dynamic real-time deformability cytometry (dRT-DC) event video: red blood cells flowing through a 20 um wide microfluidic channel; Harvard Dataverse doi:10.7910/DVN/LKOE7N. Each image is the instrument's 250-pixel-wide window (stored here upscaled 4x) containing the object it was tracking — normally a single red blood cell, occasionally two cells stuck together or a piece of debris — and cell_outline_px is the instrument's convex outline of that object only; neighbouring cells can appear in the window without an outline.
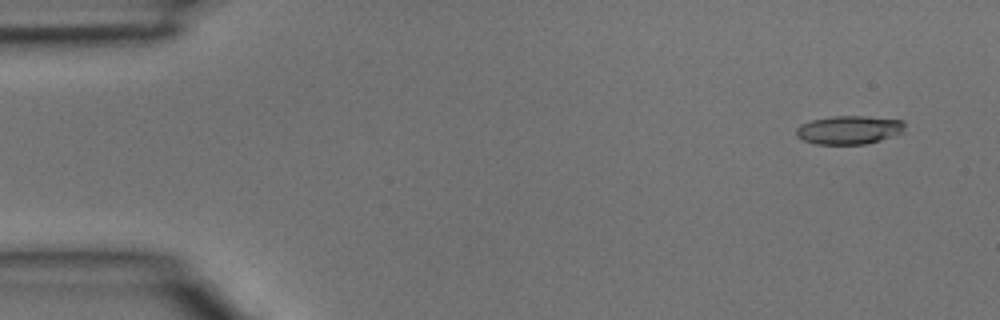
{"species": "common noctule bat (a hibernating species)", "species_latin": "Nyctalus noctula", "temperature_condition": "room temperature", "stored_images_in_passage": 3, "camera_frame_rate_fps": 3000, "um_per_image_px": 0.085, "animal": {"sex": "male", "body_mass_g": 15.6}, "frame": {"image": 1, "passage_image": 1, "time_ms": 0.0, "image_size_px": [1000, 320], "cell_outline_px": [[904, 132], [880, 140], [864, 144], [816, 144], [804, 140], [796, 136], [796, 128], [800, 124], [812, 120], [832, 116], [864, 116], [904, 120]], "centroid_in_image_um": [72.16, 11.04], "position_along_channel_um": 12.8, "area_um2": 18.03}}
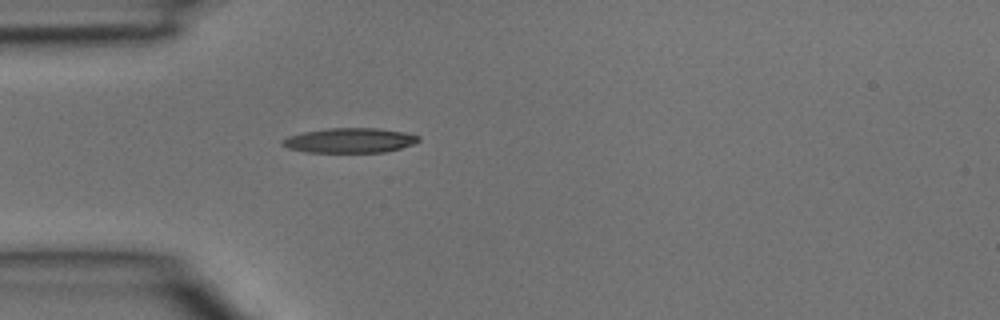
{"frame": {"image": 2, "passage_image": 3, "time_ms": 0.667, "image_size_px": [1000, 320], "cell_outline_px": [[420, 140], [412, 144], [400, 148], [384, 152], [304, 152], [288, 148], [280, 144], [280, 140], [288, 136], [304, 132], [328, 128], [380, 128], [404, 132], [420, 136]], "centroid_in_image_um": [29.7, 11.93], "position_along_channel_um": 55.3, "area_um2": 19.71}}